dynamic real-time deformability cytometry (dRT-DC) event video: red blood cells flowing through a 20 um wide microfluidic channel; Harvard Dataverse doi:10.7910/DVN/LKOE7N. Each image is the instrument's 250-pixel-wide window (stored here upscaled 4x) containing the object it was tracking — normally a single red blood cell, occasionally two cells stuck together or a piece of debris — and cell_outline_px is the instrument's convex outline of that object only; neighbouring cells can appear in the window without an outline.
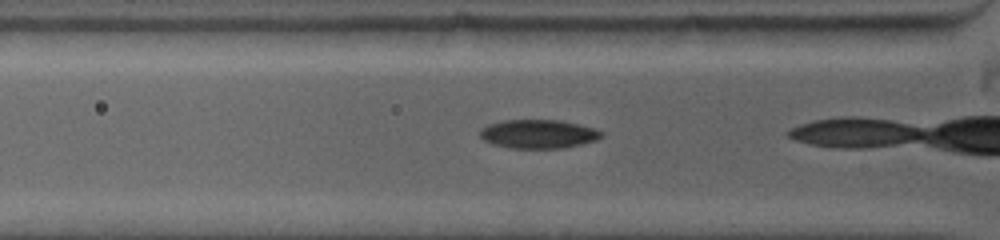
{"species": "common noctule bat (a hibernating species)", "species_latin": "Nyctalus noctula", "temperature_condition": "warm", "stored_images_in_passage": 8, "camera_frame_rate_fps": 5000, "um_per_image_px": 0.085, "animal": {"sex": "female", "body_mass_g": 19.0, "forearm_length_mm": 53.3}, "frame": {"image": 1, "passage_image": 6, "time_ms": 1.2, "image_size_px": [1000, 240], "cell_outline_px": [[604, 136], [596, 140], [564, 148], [508, 148], [492, 144], [484, 140], [480, 136], [480, 128], [488, 124], [504, 120], [560, 120], [580, 124], [604, 132]], "centroid_in_image_um": [45.75, 11.39], "position_along_channel_um": 80.0, "area_um2": 20.46}}